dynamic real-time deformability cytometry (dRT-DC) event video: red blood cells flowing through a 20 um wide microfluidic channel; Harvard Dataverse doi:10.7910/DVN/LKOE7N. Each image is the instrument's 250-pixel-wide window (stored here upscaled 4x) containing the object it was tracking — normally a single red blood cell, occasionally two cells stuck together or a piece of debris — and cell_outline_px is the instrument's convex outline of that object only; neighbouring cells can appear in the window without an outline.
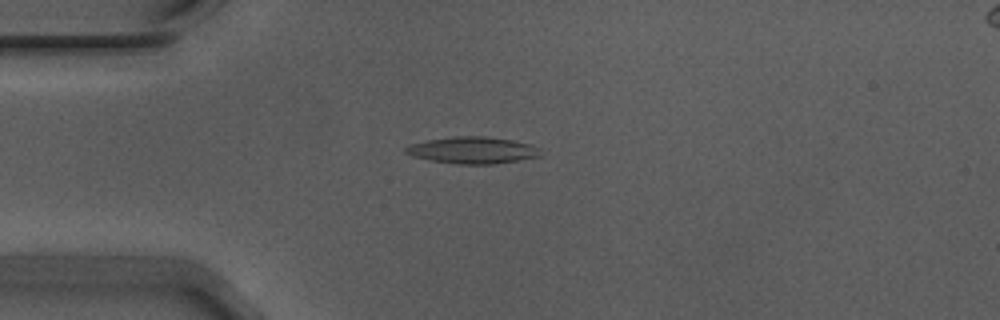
{"species": "Egyptian fruit bat (a non-hibernating species)", "species_latin": "Rousettus aegyptiacus", "temperature_condition": "warm", "stored_images_in_passage": 55, "camera_frame_rate_fps": 3000, "um_per_image_px": 0.085, "animal": {"sex": "male"}, "frame": {"image": 1, "passage_image": 14, "time_ms": 4.333, "image_size_px": [1000, 320], "cell_outline_px": [[540, 156], [492, 164], [456, 164], [432, 160], [412, 156], [404, 152], [404, 148], [412, 144], [428, 140], [456, 136], [488, 136], [512, 140], [528, 144], [540, 148]], "centroid_in_image_um": [40.16, 12.76], "position_along_channel_um": 44.8, "area_um2": 20.75}}
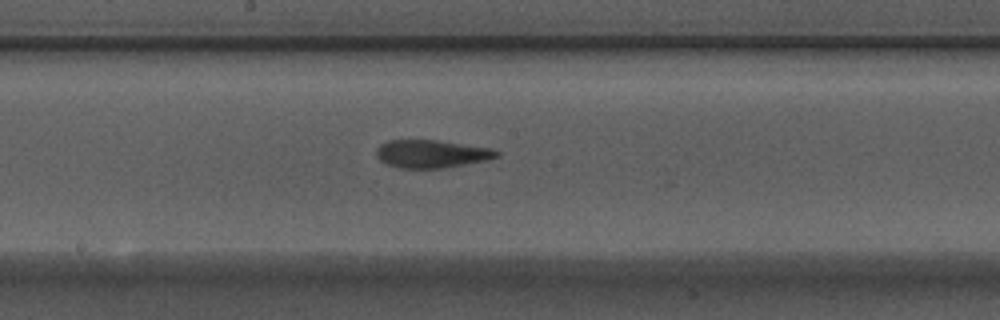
{"frame": {"image": 2, "passage_image": 29, "time_ms": 9.333, "image_size_px": [1000, 320], "cell_outline_px": [[500, 156], [484, 160], [464, 164], [440, 168], [400, 168], [388, 164], [380, 160], [376, 156], [376, 152], [388, 140], [436, 140], [492, 148], [500, 152]], "centroid_in_image_um": [36.71, 13.07], "position_along_channel_um": 211.5, "area_um2": 19.19}}
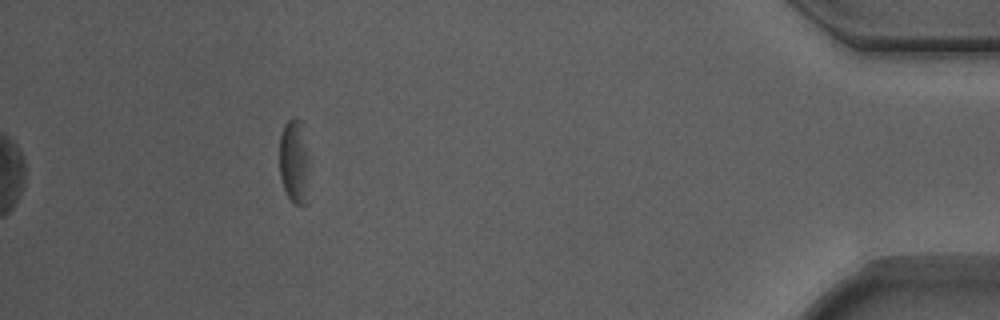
{"frame": {"image": 3, "passage_image": 50, "time_ms": 16.333, "image_size_px": [1000, 320], "cell_outline_px": [[308, 204], [296, 204], [288, 196], [284, 188], [280, 176], [280, 136], [284, 124], [292, 116], [300, 120], [304, 152]], "centroid_in_image_um": [24.93, 13.75], "position_along_channel_um": 410.3, "area_um2": 13.47}, "authors_computed_cell_mechanics": {"area_um2": 19.652, "velocity_mm_per_s": 3.7067, "shape_relaxation_time_tau1_ms": 4.9787, "shape_relaxation_time_tau2_ms": 6.1454, "deformation_change_tau1": 0.1537, "deformation_change_tau2": 0.1523}}